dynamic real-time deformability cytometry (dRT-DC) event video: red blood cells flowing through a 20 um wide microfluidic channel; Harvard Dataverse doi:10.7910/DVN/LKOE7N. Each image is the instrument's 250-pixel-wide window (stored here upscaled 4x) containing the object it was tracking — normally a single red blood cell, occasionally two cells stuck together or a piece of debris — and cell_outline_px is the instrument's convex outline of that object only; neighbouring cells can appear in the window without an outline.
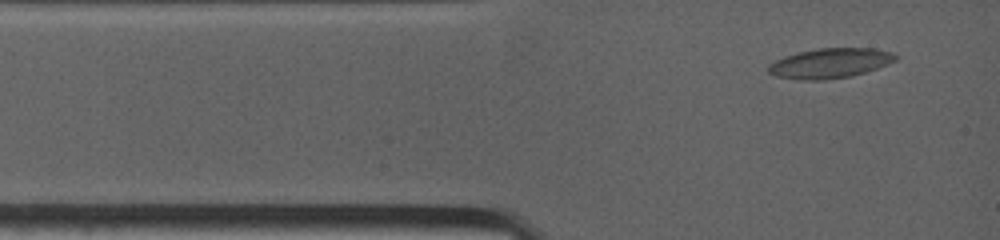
{"species": "common noctule bat (a hibernating species)", "species_latin": "Nyctalus noctula", "temperature_condition": "warm", "stored_images_in_passage": 52, "camera_frame_rate_fps": 4500, "um_per_image_px": 0.085, "animal": {"sex": "female", "body_mass_g": 19.0, "forearm_length_mm": 53.3}, "frame": {"image": 1, "passage_image": 3, "time_ms": 0.667, "image_size_px": [1000, 240], "cell_outline_px": [[900, 56], [896, 60], [888, 64], [864, 72], [848, 76], [816, 80], [812, 80], [776, 76], [768, 72], [768, 64], [784, 56], [796, 52], [820, 48], [872, 48], [892, 52]], "centroid_in_image_um": [70.56, 5.34], "position_along_channel_um": 14.4, "area_um2": 21.85}}
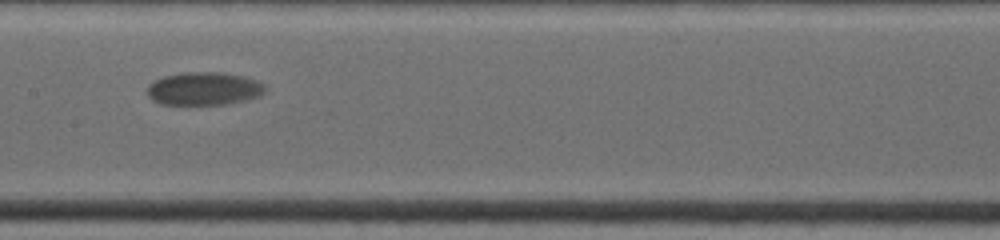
{"frame": {"image": 2, "passage_image": 23, "time_ms": 6.222, "image_size_px": [1000, 240], "cell_outline_px": [[268, 88], [260, 96], [248, 100], [228, 104], [160, 104], [152, 100], [144, 92], [148, 84], [164, 76], [188, 72], [224, 72], [244, 76], [256, 80], [264, 84]], "centroid_in_image_um": [17.35, 7.54], "position_along_channel_um": 190.1, "area_um2": 23.06}}
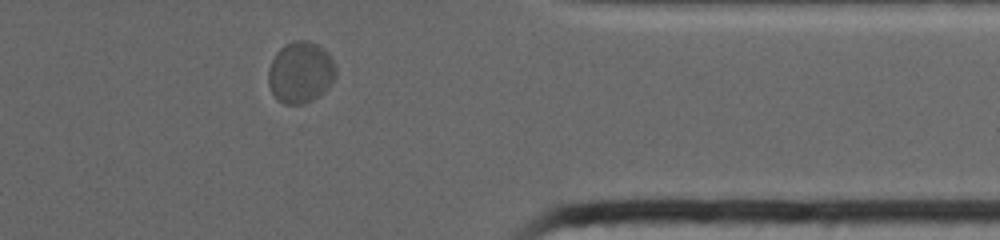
{"frame": {"image": 3, "passage_image": 44, "time_ms": 12.0, "image_size_px": [1000, 240], "cell_outline_px": [[336, 76], [332, 84], [324, 92], [312, 100], [304, 104], [284, 104], [276, 100], [268, 84], [268, 68], [276, 52], [284, 44], [296, 40], [308, 40], [324, 48], [328, 52], [336, 64]], "centroid_in_image_um": [25.56, 6.15], "position_along_channel_um": 385.8, "area_um2": 24.62}, "authors_computed_cell_mechanics": {"area_um2": 22.3686, "velocity_mm_per_s": 3.6418, "shape_relaxation_time_tau1_ms": 3.3821, "shape_relaxation_time_tau2_ms": null, "deformation_change_tau1": 0.0652, "deformation_change_tau2": null}}